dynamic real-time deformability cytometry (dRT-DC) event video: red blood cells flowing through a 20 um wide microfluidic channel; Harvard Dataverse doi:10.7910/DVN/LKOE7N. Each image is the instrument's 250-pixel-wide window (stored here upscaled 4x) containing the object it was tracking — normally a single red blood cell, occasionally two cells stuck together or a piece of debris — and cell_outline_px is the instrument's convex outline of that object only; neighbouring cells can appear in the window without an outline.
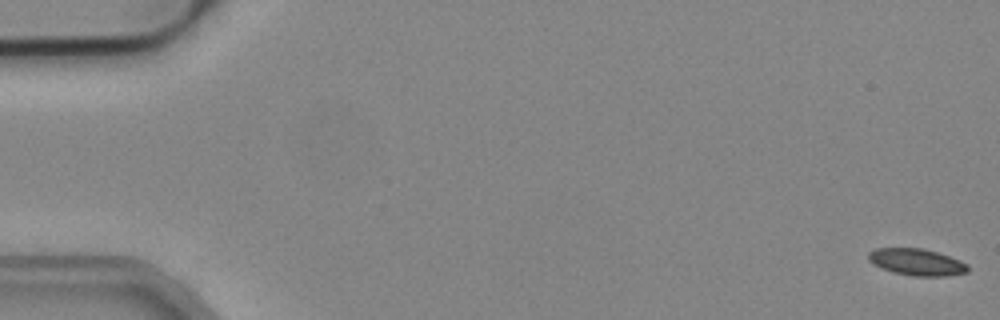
{"species": "common noctule bat (a hibernating species)", "species_latin": "Nyctalus noctula", "temperature_condition": "cold", "stored_images_in_passage": 54, "camera_frame_rate_fps": 3000, "um_per_image_px": 0.085, "animal": {"sex": "male", "body_mass_g": 19.2, "forearm_length_mm": 51.8}, "frame": {"image": 1, "passage_image": 1, "time_ms": 0.0, "image_size_px": [1000, 320], "cell_outline_px": [[968, 272], [948, 276], [912, 276], [892, 272], [880, 268], [868, 260], [868, 252], [876, 248], [924, 248], [960, 260], [968, 264]], "centroid_in_image_um": [77.91, 22.28], "position_along_channel_um": 7.1, "area_um2": 15.61}}
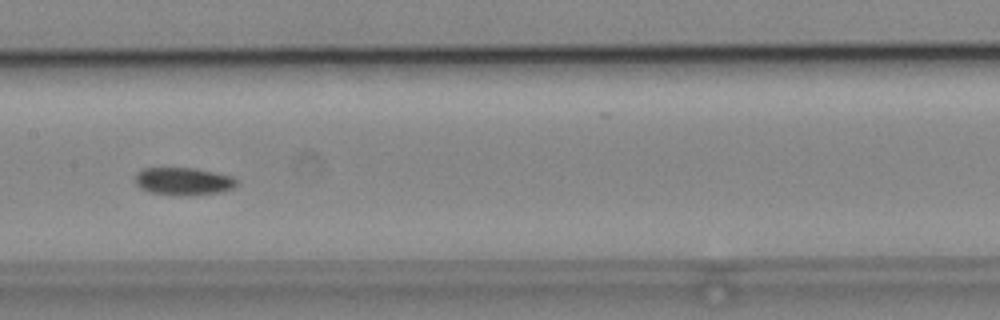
{"frame": {"image": 2, "passage_image": 27, "time_ms": 8.667, "image_size_px": [1000, 320], "cell_outline_px": [[236, 184], [232, 188], [220, 192], [180, 196], [148, 192], [140, 188], [136, 184], [136, 172], [144, 168], [196, 168], [232, 176], [236, 180]], "centroid_in_image_um": [15.55, 15.41], "position_along_channel_um": 191.8, "area_um2": 16.3}}
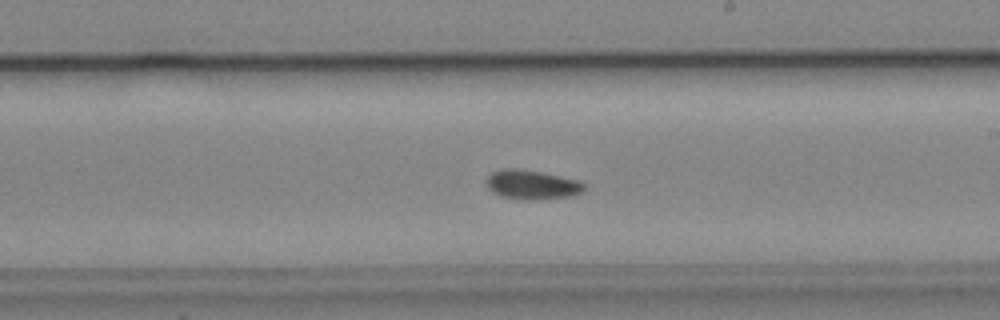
{"frame": {"image": 3, "passage_image": 31, "time_ms": 10.0, "image_size_px": [1000, 320], "cell_outline_px": [[588, 188], [584, 192], [568, 196], [500, 196], [492, 192], [488, 188], [484, 180], [492, 172], [504, 168], [520, 168], [544, 172], [576, 180], [584, 184]], "centroid_in_image_um": [45.18, 15.61], "position_along_channel_um": 243.8, "area_um2": 15.84}}